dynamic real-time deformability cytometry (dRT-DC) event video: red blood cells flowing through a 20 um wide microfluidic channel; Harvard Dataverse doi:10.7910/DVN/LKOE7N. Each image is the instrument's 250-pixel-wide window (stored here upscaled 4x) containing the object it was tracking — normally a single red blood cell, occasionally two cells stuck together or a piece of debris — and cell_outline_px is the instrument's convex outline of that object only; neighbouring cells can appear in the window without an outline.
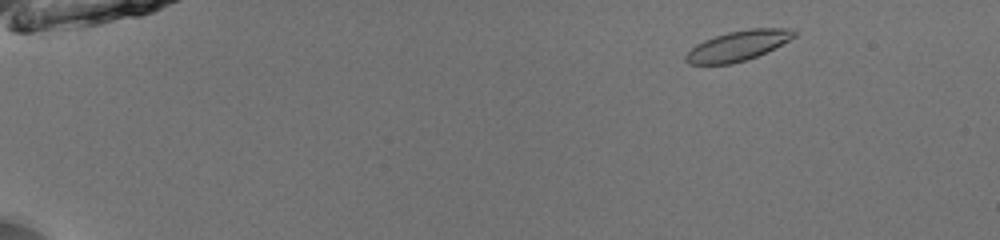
{"species": "common noctule bat (a hibernating species)", "species_latin": "Nyctalus noctula", "temperature_condition": "room temperature", "stored_images_in_passage": 48, "camera_frame_rate_fps": 3000, "um_per_image_px": 0.085, "animal": {"sex": "male", "body_mass_g": 13.0, "forearm_length_mm": 53.1}, "frame": {"image": 1, "passage_image": 3, "time_ms": 0.667, "image_size_px": [1000, 240], "cell_outline_px": [[796, 36], [756, 56], [732, 64], [688, 64], [684, 60], [684, 56], [696, 44], [704, 40], [728, 32], [752, 28], [792, 28], [796, 32]], "centroid_in_image_um": [62.69, 3.88], "position_along_channel_um": 22.3, "area_um2": 18.67}}
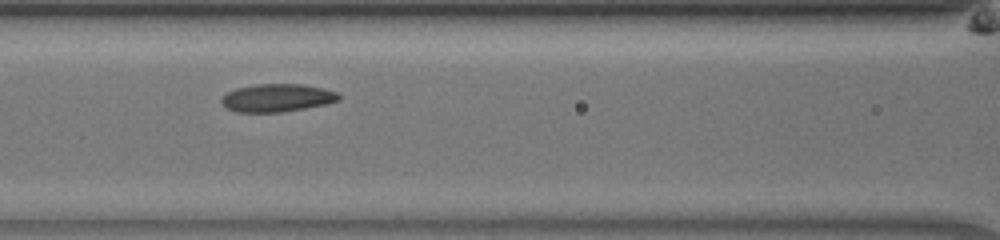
{"frame": {"image": 2, "passage_image": 21, "time_ms": 6.667, "image_size_px": [1000, 240], "cell_outline_px": [[340, 100], [328, 104], [280, 112], [236, 112], [228, 108], [220, 100], [228, 92], [236, 88], [256, 84], [304, 84], [324, 88], [336, 92], [340, 96]], "centroid_in_image_um": [23.59, 8.31], "position_along_channel_um": 143.0, "area_um2": 19.02}}
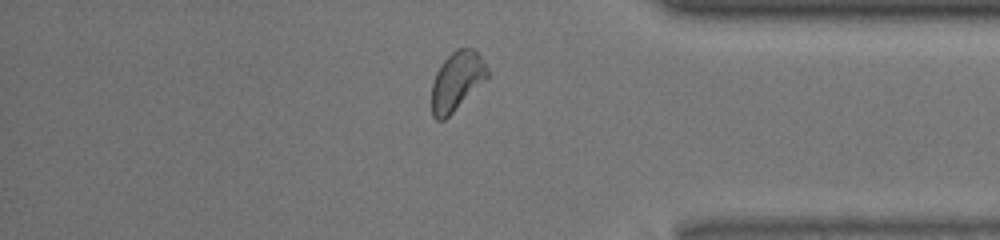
{"frame": {"image": 3, "passage_image": 41, "time_ms": 13.333, "image_size_px": [1000, 240], "cell_outline_px": [[488, 76], [444, 120], [436, 120], [432, 116], [432, 84], [436, 72], [440, 64], [456, 48], [472, 48], [480, 56], [488, 68]], "centroid_in_image_um": [38.8, 6.87], "position_along_channel_um": 396.4, "area_um2": 18.67}, "authors_computed_cell_mechanics": {"area_um2": 18.9584, "velocity_mm_per_s": 3.9727, "shape_relaxation_time_tau1_ms": 3.0025, "shape_relaxation_time_tau2_ms": 2.3292, "deformation_change_tau1": 0.0734, "deformation_change_tau2": 0.0802}}